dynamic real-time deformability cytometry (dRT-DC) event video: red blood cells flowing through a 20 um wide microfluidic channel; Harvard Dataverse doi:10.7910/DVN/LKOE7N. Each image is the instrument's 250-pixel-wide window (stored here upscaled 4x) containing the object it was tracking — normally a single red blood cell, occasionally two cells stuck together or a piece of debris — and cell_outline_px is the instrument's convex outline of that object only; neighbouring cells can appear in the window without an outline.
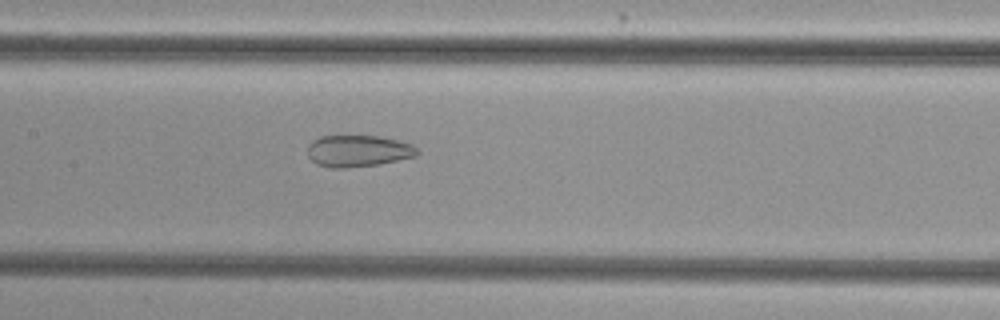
{"species": "common noctule bat (a hibernating species)", "species_latin": "Nyctalus noctula", "temperature_condition": "cold", "stored_images_in_passage": 41, "camera_frame_rate_fps": 3000, "um_per_image_px": 0.085, "animal": {"sex": "female", "body_mass_g": 29.2, "forearm_length_mm": 56.3}, "frame": {"image": 1, "passage_image": 14, "time_ms": 4.333, "image_size_px": [1000, 320], "cell_outline_px": [[420, 152], [416, 156], [376, 164], [348, 168], [328, 168], [316, 164], [308, 156], [308, 144], [312, 140], [320, 136], [380, 136], [412, 144]], "centroid_in_image_um": [30.4, 12.83], "position_along_channel_um": 177.0, "area_um2": 20.23}}
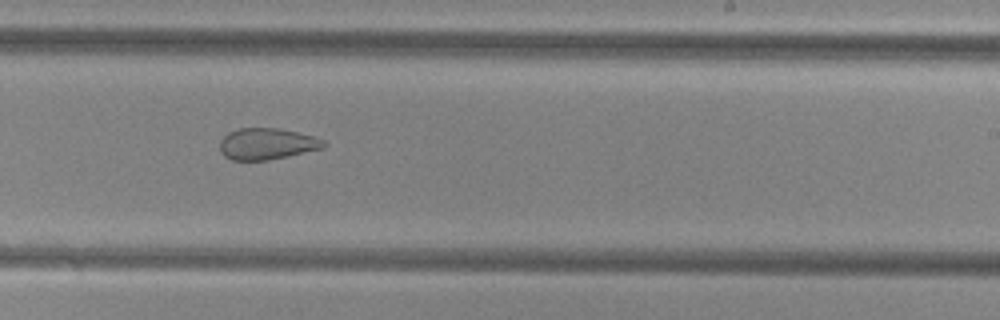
{"frame": {"image": 2, "passage_image": 21, "time_ms": 6.667, "image_size_px": [1000, 320], "cell_outline_px": [[328, 144], [324, 148], [288, 156], [268, 160], [232, 160], [224, 156], [220, 152], [220, 140], [228, 132], [236, 128], [276, 128], [296, 132], [312, 136], [324, 140]], "centroid_in_image_um": [22.67, 12.23], "position_along_channel_um": 266.3, "area_um2": 19.07}}
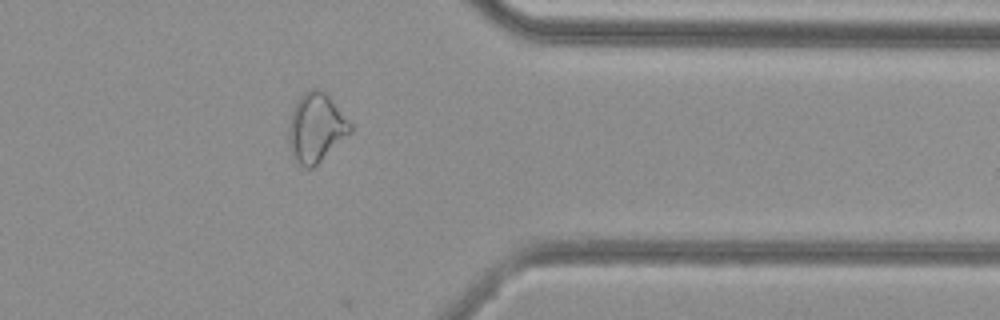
{"frame": {"image": 3, "passage_image": 31, "time_ms": 10.0, "image_size_px": [1000, 320], "cell_outline_px": [[352, 132], [312, 168], [304, 168], [292, 156], [288, 140], [288, 124], [292, 112], [300, 96], [308, 88], [320, 88], [328, 96], [352, 124]], "centroid_in_image_um": [26.85, 10.85], "position_along_channel_um": 384.6, "area_um2": 24.62}, "authors_computed_cell_mechanics": {"area_um2": 23.1778, "velocity_mm_per_s": 3.8412, "shape_relaxation_time_tau1_ms": null, "shape_relaxation_time_tau2_ms": 1.9706, "deformation_change_tau1": null, "deformation_change_tau2": 0.09}}